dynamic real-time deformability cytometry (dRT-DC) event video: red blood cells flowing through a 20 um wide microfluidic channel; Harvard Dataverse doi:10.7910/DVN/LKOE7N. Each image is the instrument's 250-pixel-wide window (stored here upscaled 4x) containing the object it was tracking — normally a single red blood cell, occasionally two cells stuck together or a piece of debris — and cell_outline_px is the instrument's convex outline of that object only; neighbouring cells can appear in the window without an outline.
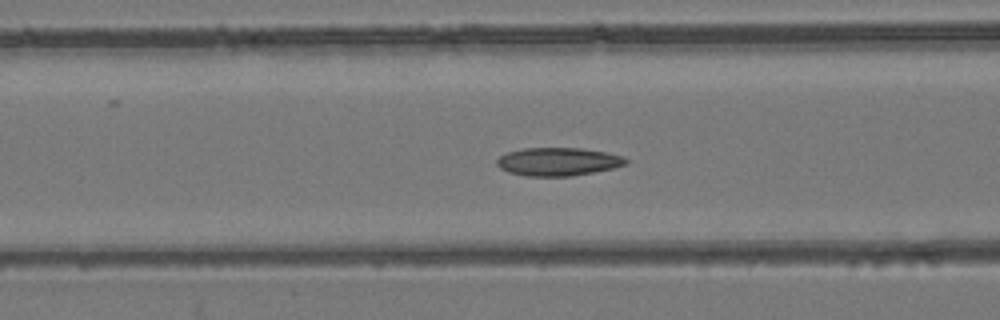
{"species": "common noctule bat (a hibernating species)", "species_latin": "Nyctalus noctula", "temperature_condition": "room temperature", "stored_images_in_passage": 43, "camera_frame_rate_fps": 3000, "um_per_image_px": 0.085, "animal": {"sex": "female", "body_mass_g": 24.6, "forearm_length_mm": 56.2}, "frame": {"image": 1, "passage_image": 10, "time_ms": 3.0, "image_size_px": [1000, 320], "cell_outline_px": [[628, 164], [612, 168], [572, 176], [524, 176], [508, 172], [500, 168], [496, 164], [496, 160], [500, 156], [508, 152], [524, 148], [580, 148], [604, 152], [620, 156], [628, 160]], "centroid_in_image_um": [47.39, 13.74], "position_along_channel_um": 119.2, "area_um2": 21.04}}
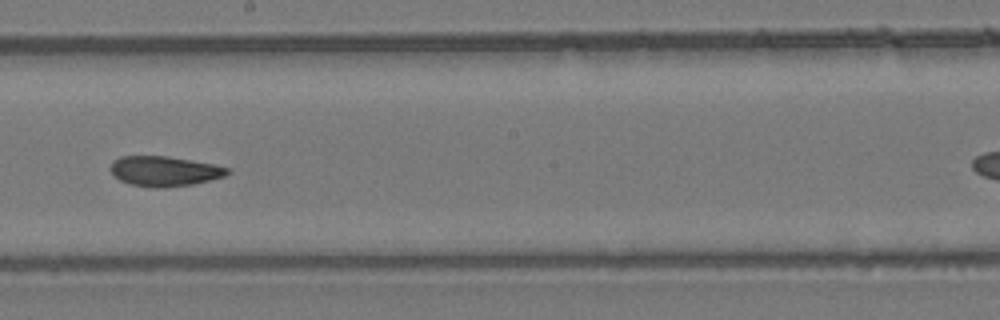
{"frame": {"image": 2, "passage_image": 19, "time_ms": 6.0, "image_size_px": [1000, 320], "cell_outline_px": [[228, 172], [224, 176], [192, 184], [164, 188], [152, 188], [132, 184], [120, 180], [108, 168], [112, 160], [120, 156], [168, 156], [216, 164], [228, 168]], "centroid_in_image_um": [13.94, 14.54], "position_along_channel_um": 234.3, "area_um2": 20.46}}
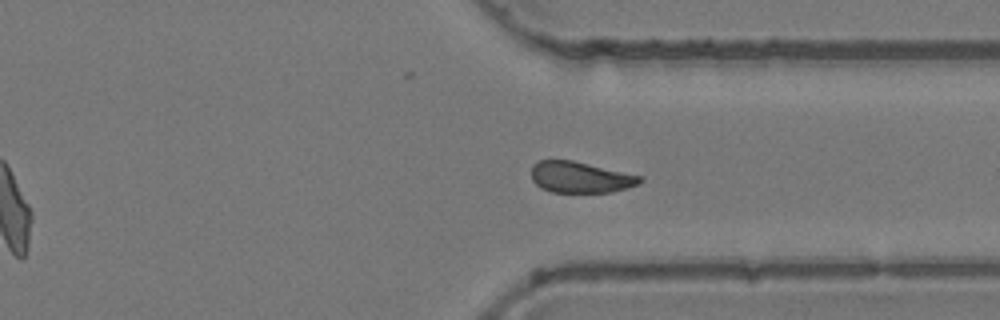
{"frame": {"image": 3, "passage_image": 29, "time_ms": 9.333, "image_size_px": [1000, 320], "cell_outline_px": [[644, 180], [640, 184], [612, 192], [552, 192], [540, 188], [532, 180], [532, 164], [540, 160], [572, 160], [640, 176]], "centroid_in_image_um": [49.31, 15.07], "position_along_channel_um": 362.1, "area_um2": 19.59}}